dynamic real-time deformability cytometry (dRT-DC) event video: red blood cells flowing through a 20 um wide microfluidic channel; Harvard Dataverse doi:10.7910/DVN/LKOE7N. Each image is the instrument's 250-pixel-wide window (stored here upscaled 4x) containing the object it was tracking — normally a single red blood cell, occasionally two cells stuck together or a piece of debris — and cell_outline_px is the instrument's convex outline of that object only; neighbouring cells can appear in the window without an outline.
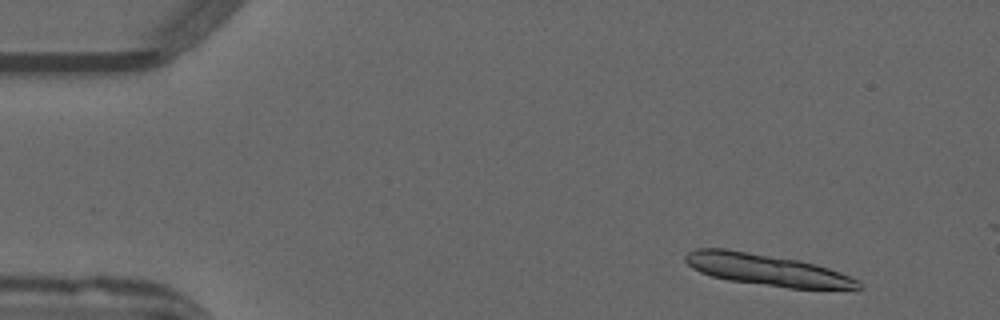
{"species": "common noctule bat (a hibernating species)", "species_latin": "Nyctalus noctula", "temperature_condition": "warm", "stored_images_in_passage": 13, "camera_frame_rate_fps": 3000, "um_per_image_px": 0.085, "animal": {"sex": "male", "forearm_length_mm": 52.5}, "frame": {"image": 1, "passage_image": 4, "time_ms": 1.0, "image_size_px": [1000, 320], "cell_outline_px": [[864, 288], [788, 288], [728, 280], [712, 276], [700, 272], [692, 268], [684, 260], [684, 256], [688, 252], [696, 248], [724, 248], [800, 260], [816, 264], [840, 272], [860, 280]], "centroid_in_image_um": [65.17, 22.92], "position_along_channel_um": 19.8, "area_um2": 31.73}}